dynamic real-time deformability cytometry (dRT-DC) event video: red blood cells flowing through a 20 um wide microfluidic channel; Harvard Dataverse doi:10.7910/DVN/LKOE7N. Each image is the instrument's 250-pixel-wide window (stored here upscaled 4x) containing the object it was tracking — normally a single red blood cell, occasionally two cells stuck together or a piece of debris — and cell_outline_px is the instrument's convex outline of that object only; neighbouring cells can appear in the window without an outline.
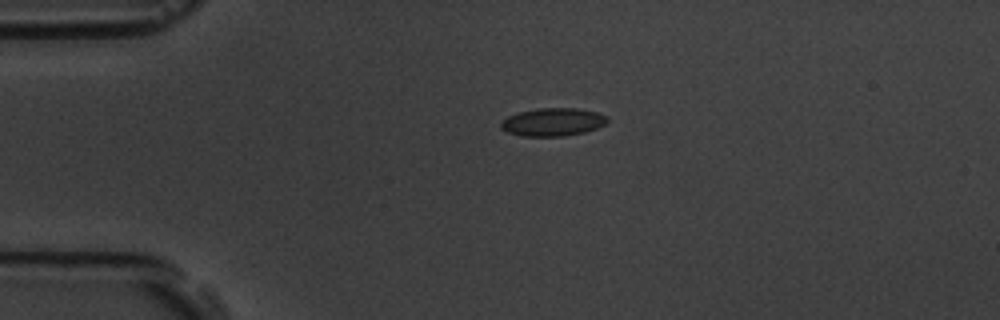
{"species": "common noctule bat (a hibernating species)", "species_latin": "Nyctalus noctula", "temperature_condition": "room temperature", "stored_images_in_passage": 5, "camera_frame_rate_fps": 3000, "um_per_image_px": 0.085, "animal": {"sex": "male", "body_mass_g": 19.5, "forearm_length_mm": 54.6}, "frame": {"image": 1, "passage_image": 4, "time_ms": 3.333, "image_size_px": [1000, 320], "cell_outline_px": [[608, 120], [604, 124], [596, 128], [584, 132], [564, 136], [524, 136], [508, 132], [500, 128], [500, 124], [508, 116], [520, 112], [536, 108], [576, 108], [596, 112], [608, 116]], "centroid_in_image_um": [46.99, 10.37], "position_along_channel_um": 38.0, "area_um2": 17.22}}